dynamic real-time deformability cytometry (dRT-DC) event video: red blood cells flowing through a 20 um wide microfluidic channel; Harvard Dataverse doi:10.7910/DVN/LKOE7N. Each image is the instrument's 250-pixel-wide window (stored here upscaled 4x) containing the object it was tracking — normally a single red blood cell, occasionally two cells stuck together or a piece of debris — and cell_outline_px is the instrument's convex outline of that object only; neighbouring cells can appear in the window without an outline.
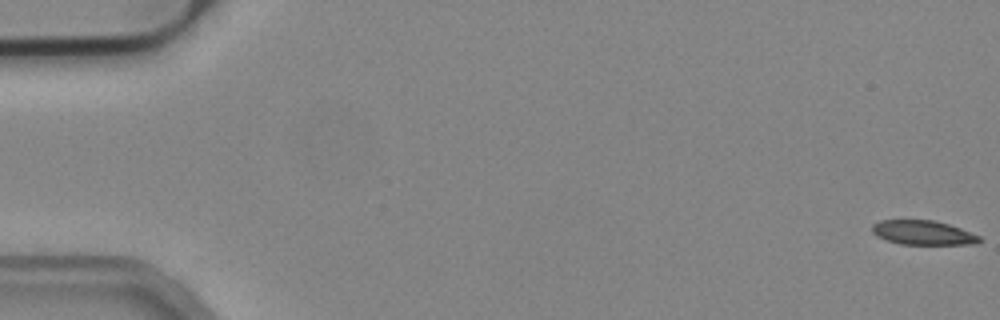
{"species": "common noctule bat (a hibernating species)", "species_latin": "Nyctalus noctula", "temperature_condition": "cold", "stored_images_in_passage": 54, "camera_frame_rate_fps": 3000, "um_per_image_px": 0.085, "animal": {"sex": "male", "body_mass_g": 19.2, "forearm_length_mm": 51.8}, "frame": {"image": 1, "passage_image": 1, "time_ms": 0.0, "image_size_px": [1000, 320], "cell_outline_px": [[984, 240], [976, 244], [900, 244], [876, 236], [872, 232], [872, 224], [880, 220], [932, 220], [948, 224], [960, 228], [980, 236]], "centroid_in_image_um": [78.47, 19.78], "position_along_channel_um": 6.5, "area_um2": 15.2}}
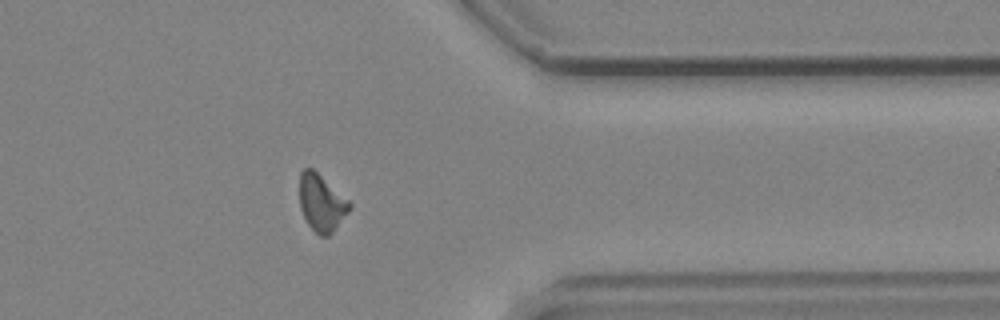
{"frame": {"image": 2, "passage_image": 44, "time_ms": 14.333, "image_size_px": [1000, 320], "cell_outline_px": [[352, 208], [332, 232], [328, 236], [320, 236], [304, 220], [300, 208], [300, 172], [304, 168], [312, 168], [348, 200], [352, 204]], "centroid_in_image_um": [27.32, 17.25], "position_along_channel_um": 384.1, "area_um2": 16.42}}
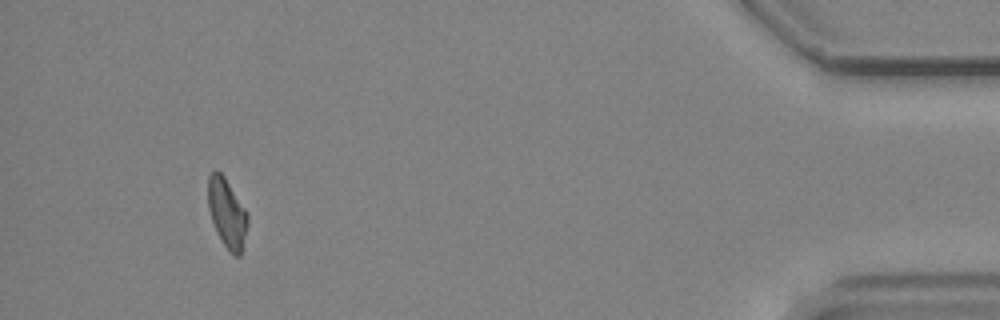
{"frame": {"image": 3, "passage_image": 51, "time_ms": 16.667, "image_size_px": [1000, 320], "cell_outline_px": [[248, 220], [240, 256], [232, 256], [228, 252], [216, 232], [208, 208], [208, 176], [216, 168], [224, 176], [248, 212]], "centroid_in_image_um": [19.29, 18.11], "position_along_channel_um": 415.9, "area_um2": 16.07}}